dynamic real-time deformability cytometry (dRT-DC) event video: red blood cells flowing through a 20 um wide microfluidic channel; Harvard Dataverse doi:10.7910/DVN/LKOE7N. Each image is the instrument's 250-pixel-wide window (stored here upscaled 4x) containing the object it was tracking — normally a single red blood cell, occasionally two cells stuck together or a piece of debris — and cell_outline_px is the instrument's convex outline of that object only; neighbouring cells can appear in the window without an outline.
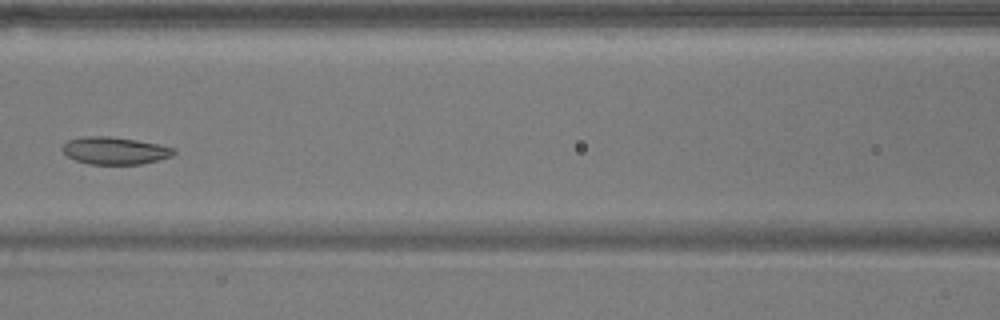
{"species": "common noctule bat (a hibernating species)", "species_latin": "Nyctalus noctula", "temperature_condition": "warm", "stored_images_in_passage": 6, "camera_frame_rate_fps": 3000, "um_per_image_px": 0.085, "animal": {"sex": "male", "body_mass_g": 17.9}, "frame": {"image": 1, "passage_image": 6, "time_ms": 6.667, "image_size_px": [1000, 320], "cell_outline_px": [[176, 152], [172, 156], [140, 164], [88, 164], [76, 160], [68, 156], [60, 148], [68, 140], [84, 136], [108, 136], [136, 140], [160, 144], [176, 148]], "centroid_in_image_um": [9.77, 12.8], "position_along_channel_um": 156.8, "area_um2": 17.74}}